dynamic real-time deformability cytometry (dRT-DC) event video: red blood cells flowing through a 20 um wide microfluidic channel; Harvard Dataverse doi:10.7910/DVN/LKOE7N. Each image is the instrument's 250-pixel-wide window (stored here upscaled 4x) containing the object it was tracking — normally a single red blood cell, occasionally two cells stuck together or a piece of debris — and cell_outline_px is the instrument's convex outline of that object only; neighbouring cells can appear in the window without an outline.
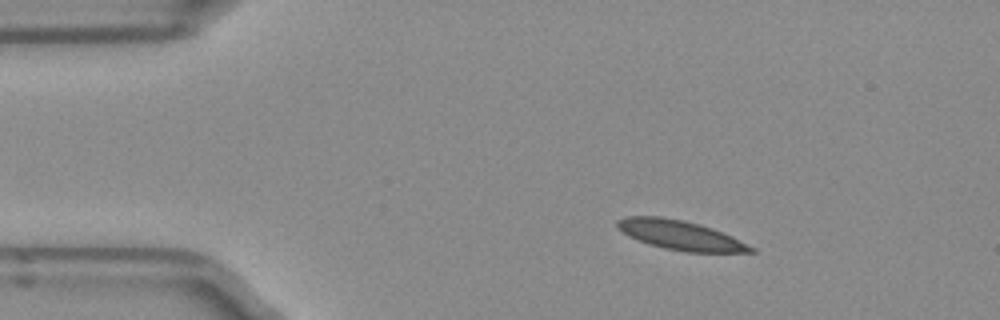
{"species": "Egyptian fruit bat (a non-hibernating species)", "species_latin": "Rousettus aegyptiacus", "temperature_condition": "room temperature", "stored_images_in_passage": 44, "camera_frame_rate_fps": 3000, "um_per_image_px": 0.085, "frame": {"image": 1, "passage_image": 1, "time_ms": 0.0, "image_size_px": [1000, 320], "cell_outline_px": [[756, 252], [688, 252], [664, 248], [648, 244], [624, 232], [616, 224], [616, 220], [628, 216], [660, 216], [684, 220], [712, 228], [732, 236], [756, 248]], "centroid_in_image_um": [57.88, 19.98], "position_along_channel_um": 27.1, "area_um2": 22.6}}
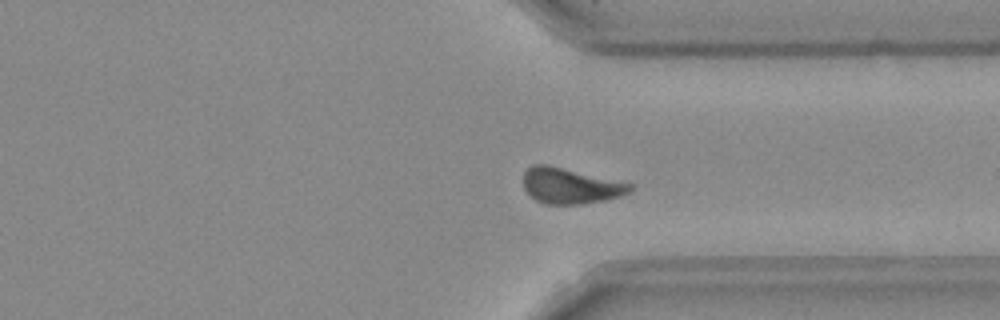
{"frame": {"image": 2, "passage_image": 31, "time_ms": 10.0, "image_size_px": [1000, 320], "cell_outline_px": [[632, 188], [628, 192], [620, 196], [604, 200], [584, 204], [544, 204], [536, 200], [524, 188], [524, 172], [532, 164], [548, 164], [632, 184]], "centroid_in_image_um": [48.45, 15.79], "position_along_channel_um": 363.0, "area_um2": 21.96}}
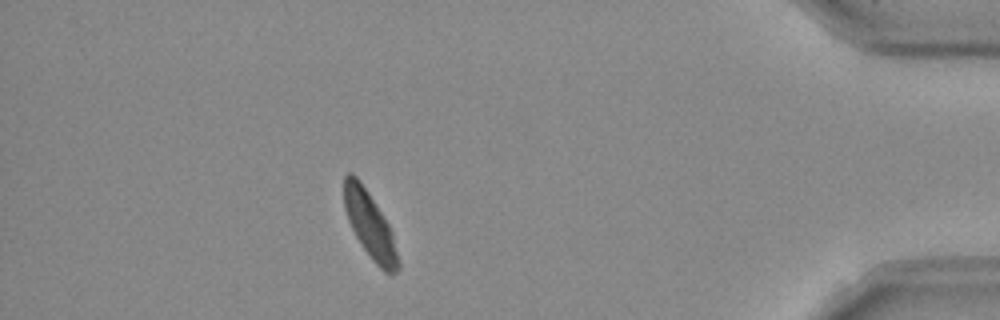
{"frame": {"image": 3, "passage_image": 38, "time_ms": 12.333, "image_size_px": [1000, 320], "cell_outline_px": [[400, 268], [396, 272], [384, 272], [372, 260], [356, 236], [348, 220], [344, 208], [344, 176], [348, 172], [352, 172], [360, 180], [368, 192], [388, 224], [392, 232], [400, 264]], "centroid_in_image_um": [31.43, 19.11], "position_along_channel_um": 403.8, "area_um2": 20.58}, "authors_computed_cell_mechanics": {"area_um2": 22.2819, "velocity_mm_per_s": 3.9212, "shape_relaxation_time_tau1_ms": 3.2811, "shape_relaxation_time_tau2_ms": 1.1924, "deformation_change_tau1": 0.1306, "deformation_change_tau2": 0.0807}}